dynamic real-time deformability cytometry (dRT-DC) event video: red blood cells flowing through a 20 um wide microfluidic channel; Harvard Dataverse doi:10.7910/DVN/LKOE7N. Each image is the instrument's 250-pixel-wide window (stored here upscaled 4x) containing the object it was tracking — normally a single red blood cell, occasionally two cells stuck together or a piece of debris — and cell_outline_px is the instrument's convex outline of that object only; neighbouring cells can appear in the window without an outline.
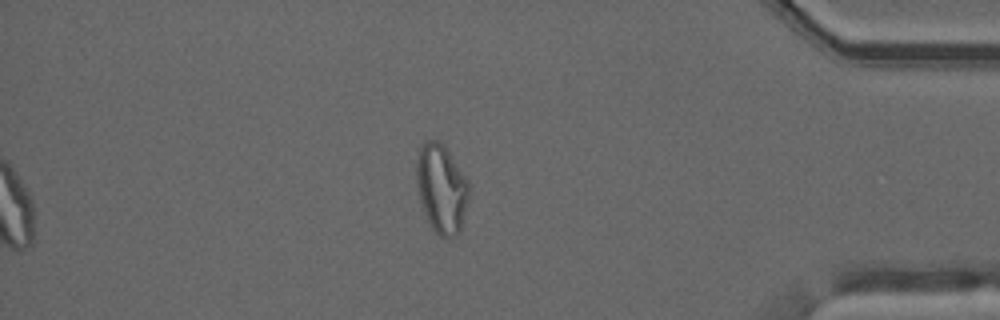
{"species": "common noctule bat (a hibernating species)", "species_latin": "Nyctalus noctula", "temperature_condition": "warm", "stored_images_in_passage": 43, "camera_frame_rate_fps": 3000, "um_per_image_px": 0.085, "animal": {"sex": "male", "forearm_length_mm": 52.5}, "frame": {"image": 1, "passage_image": 43, "time_ms": 14.0, "image_size_px": [1000, 320], "cell_outline_px": [[468, 196], [460, 232], [456, 236], [448, 240], [440, 236], [432, 228], [424, 212], [420, 200], [416, 180], [416, 160], [420, 144], [424, 140], [440, 140], [468, 180]], "centroid_in_image_um": [37.5, 16.02], "position_along_channel_um": 397.7, "area_um2": 27.17}, "authors_computed_cell_mechanics": {"area_um2": 26.1834, "velocity_mm_per_s": 3.993, "shape_relaxation_time_tau1_ms": null, "shape_relaxation_time_tau2_ms": 0.8112, "deformation_change_tau1": null, "deformation_change_tau2": 0.0697}}